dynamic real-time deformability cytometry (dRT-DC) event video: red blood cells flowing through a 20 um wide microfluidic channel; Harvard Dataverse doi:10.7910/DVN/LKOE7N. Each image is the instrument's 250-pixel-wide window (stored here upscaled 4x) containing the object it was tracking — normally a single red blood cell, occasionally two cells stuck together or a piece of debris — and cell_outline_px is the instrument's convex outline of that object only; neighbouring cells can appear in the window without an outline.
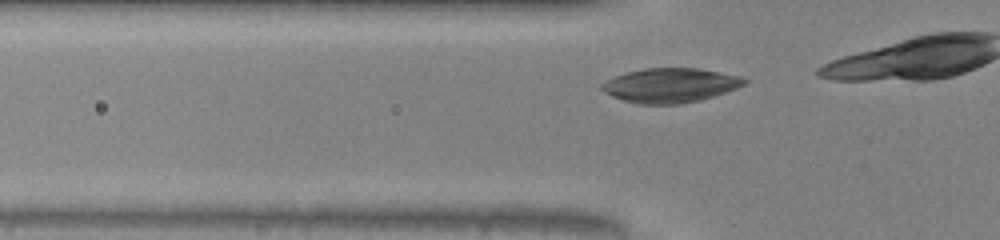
{"species": "common noctule bat (a hibernating species)", "species_latin": "Nyctalus noctula", "temperature_condition": "warm", "stored_images_in_passage": 9, "camera_frame_rate_fps": 3000, "um_per_image_px": 0.085, "animal": {"sex": "male", "body_mass_g": 20.0, "forearm_length_mm": 53.3}, "frame": {"image": 1, "passage_image": 4, "time_ms": 1.0, "image_size_px": [1000, 240], "cell_outline_px": [[748, 80], [744, 84], [736, 88], [700, 100], [680, 104], [636, 104], [612, 96], [600, 88], [600, 84], [616, 76], [628, 72], [644, 68], [696, 68], [740, 76]], "centroid_in_image_um": [56.95, 7.25], "position_along_channel_um": 68.8, "area_um2": 28.21}}